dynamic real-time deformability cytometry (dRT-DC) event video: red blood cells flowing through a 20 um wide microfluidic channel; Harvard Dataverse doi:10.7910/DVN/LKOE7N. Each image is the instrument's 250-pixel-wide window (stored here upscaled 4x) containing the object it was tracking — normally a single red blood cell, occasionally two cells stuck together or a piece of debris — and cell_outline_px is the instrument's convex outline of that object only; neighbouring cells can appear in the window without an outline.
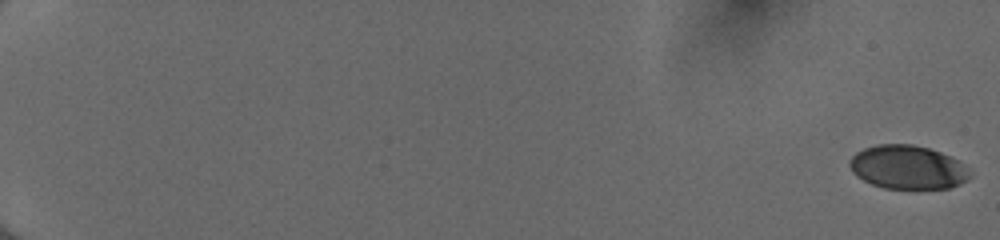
{"species": "human", "species_latin": "Homo sapiens", "temperature_condition": "cold", "stored_images_in_passage": 54, "camera_frame_rate_fps": 3000, "um_per_image_px": 0.085, "donor": {"sex": "female"}, "frame": {"image": 1, "passage_image": 1, "time_ms": 0.0, "image_size_px": [1000, 240], "cell_outline_px": [[972, 176], [968, 180], [960, 184], [948, 188], [884, 188], [872, 184], [856, 176], [852, 172], [848, 164], [848, 160], [856, 152], [864, 148], [876, 144], [912, 144], [928, 148], [940, 152], [960, 160], [968, 168]], "centroid_in_image_um": [77.16, 14.21], "position_along_channel_um": 7.8, "area_um2": 30.87}}
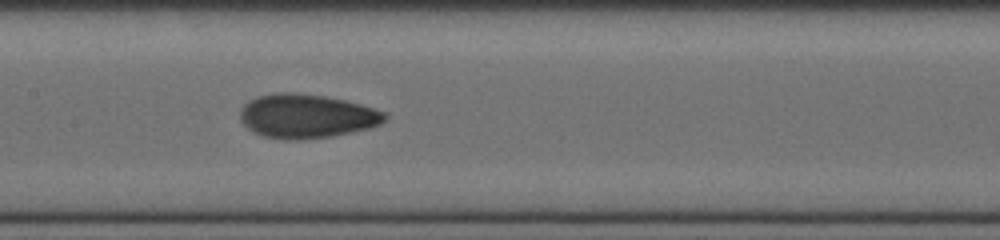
{"frame": {"image": 2, "passage_image": 31, "time_ms": 10.0, "image_size_px": [1000, 240], "cell_outline_px": [[388, 120], [380, 124], [368, 128], [332, 136], [300, 140], [288, 140], [264, 136], [248, 128], [240, 120], [240, 108], [248, 100], [256, 96], [280, 92], [292, 92], [324, 96], [344, 100], [360, 104], [388, 112]], "centroid_in_image_um": [26.08, 9.86], "position_along_channel_um": 181.3, "area_um2": 37.22}}
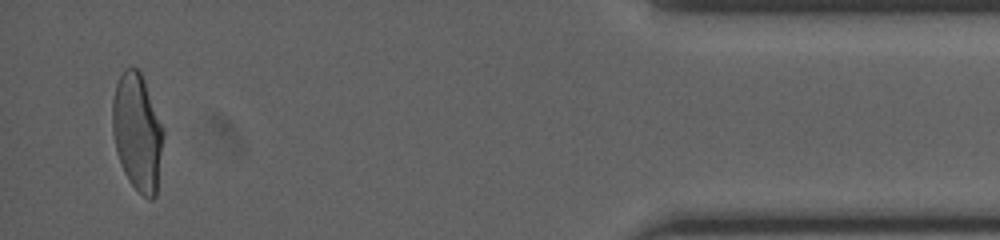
{"frame": {"image": 3, "passage_image": 53, "time_ms": 17.333, "image_size_px": [1000, 240], "cell_outline_px": [[164, 136], [156, 196], [152, 200], [148, 200], [128, 180], [120, 164], [116, 152], [112, 132], [112, 100], [116, 84], [124, 68], [136, 68], [140, 72], [144, 80], [164, 128]], "centroid_in_image_um": [11.67, 11.25], "position_along_channel_um": 423.5, "area_um2": 34.97}, "authors_computed_cell_mechanics": {"area_um2": 34.5644, "velocity_mm_per_s": 4.0629, "shape_relaxation_time_tau1_ms": 5.2052, "shape_relaxation_time_tau2_ms": 0.8508, "deformation_change_tau1": 0.1635, "deformation_change_tau2": 0.048}}